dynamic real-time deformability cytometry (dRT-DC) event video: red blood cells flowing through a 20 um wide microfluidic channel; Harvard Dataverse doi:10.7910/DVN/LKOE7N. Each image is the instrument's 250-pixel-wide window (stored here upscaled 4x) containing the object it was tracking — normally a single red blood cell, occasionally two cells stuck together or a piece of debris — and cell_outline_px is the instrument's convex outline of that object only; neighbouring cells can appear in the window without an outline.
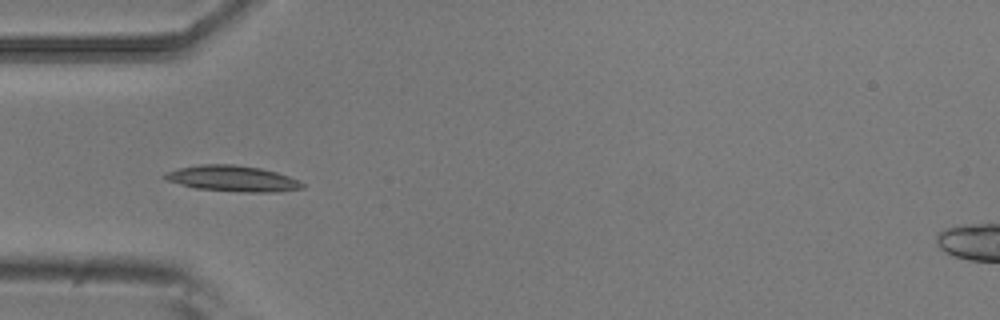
{"species": "common noctule bat (a hibernating species)", "species_latin": "Nyctalus noctula", "temperature_condition": "room temperature", "stored_images_in_passage": 6, "camera_frame_rate_fps": 3000, "um_per_image_px": 0.085, "animal": {"sex": "male", "body_mass_g": 20.5, "forearm_length_mm": 52.5}, "frame": {"image": 1, "passage_image": 5, "time_ms": 1.333, "image_size_px": [1000, 320], "cell_outline_px": [[304, 188], [280, 192], [244, 192], [196, 188], [164, 180], [160, 176], [164, 172], [176, 168], [200, 164], [236, 164], [260, 168], [276, 172], [288, 176], [304, 184]], "centroid_in_image_um": [19.7, 15.17], "position_along_channel_um": 65.3, "area_um2": 20.92}}